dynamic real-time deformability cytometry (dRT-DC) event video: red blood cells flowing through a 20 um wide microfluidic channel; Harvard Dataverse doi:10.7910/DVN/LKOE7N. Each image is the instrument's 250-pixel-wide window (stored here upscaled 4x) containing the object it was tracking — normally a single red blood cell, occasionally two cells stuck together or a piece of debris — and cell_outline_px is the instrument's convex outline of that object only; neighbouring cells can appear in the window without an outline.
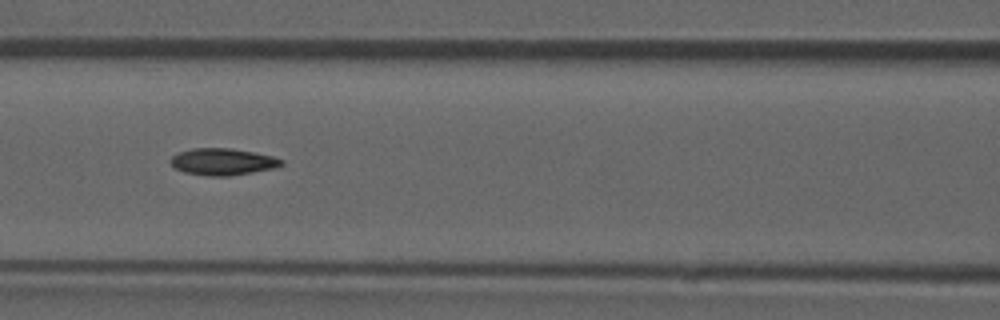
{"species": "common noctule bat (a hibernating species)", "species_latin": "Nyctalus noctula", "temperature_condition": "room temperature", "stored_images_in_passage": 9, "camera_frame_rate_fps": 3000, "um_per_image_px": 0.085, "animal": {"sex": "male", "forearm_length_mm": 52.5}, "frame": {"image": 1, "passage_image": 6, "time_ms": 1.667, "image_size_px": [1000, 320], "cell_outline_px": [[284, 164], [272, 168], [252, 172], [228, 176], [212, 176], [184, 172], [176, 168], [168, 160], [172, 156], [180, 152], [192, 148], [232, 148], [272, 156], [284, 160]], "centroid_in_image_um": [18.92, 13.74], "position_along_channel_um": 147.7, "area_um2": 17.11}}